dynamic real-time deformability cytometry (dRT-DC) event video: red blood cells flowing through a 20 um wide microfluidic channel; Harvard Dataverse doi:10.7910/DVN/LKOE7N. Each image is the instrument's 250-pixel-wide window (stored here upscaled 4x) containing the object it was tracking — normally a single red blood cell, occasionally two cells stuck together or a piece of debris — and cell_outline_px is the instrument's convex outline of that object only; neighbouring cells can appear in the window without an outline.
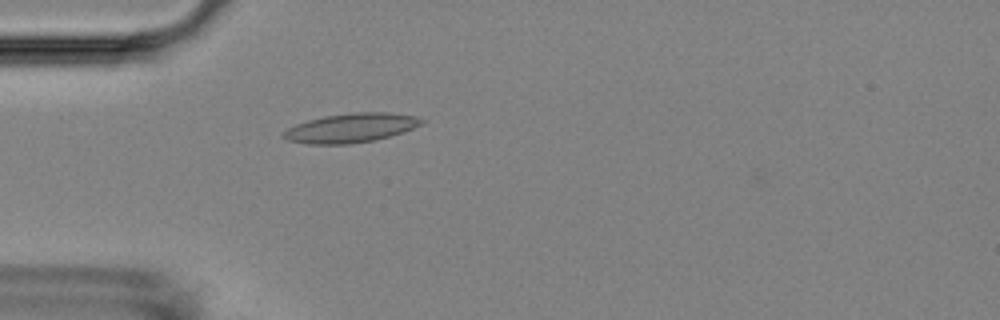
{"species": "Egyptian fruit bat (a non-hibernating species)", "species_latin": "Rousettus aegyptiacus", "temperature_condition": "room temperature", "stored_images_in_passage": 43, "camera_frame_rate_fps": 3000, "um_per_image_px": 0.085, "animal": {"sex": "female"}, "frame": {"image": 1, "passage_image": 4, "time_ms": 1.0, "image_size_px": [1000, 320], "cell_outline_px": [[428, 120], [424, 124], [404, 132], [372, 140], [348, 144], [308, 144], [288, 140], [280, 136], [280, 132], [296, 124], [308, 120], [324, 116], [352, 112], [388, 112], [416, 116]], "centroid_in_image_um": [29.84, 10.86], "position_along_channel_um": 55.2, "area_um2": 23.7}}
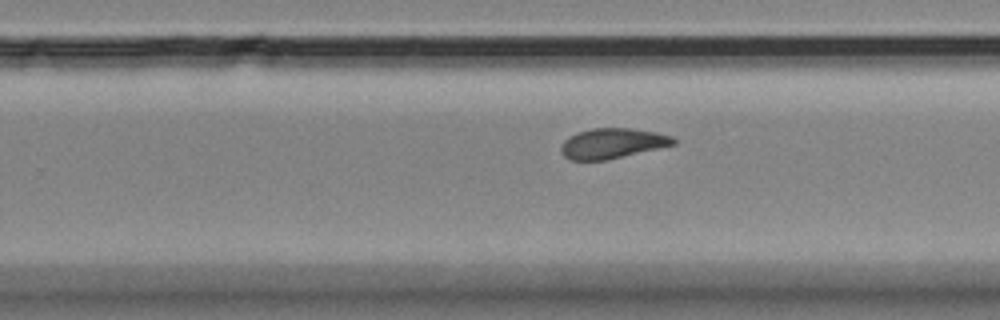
{"frame": {"image": 2, "passage_image": 23, "time_ms": 7.333, "image_size_px": [1000, 320], "cell_outline_px": [[676, 144], [604, 160], [568, 160], [560, 152], [560, 144], [568, 136], [576, 132], [592, 128], [628, 128], [656, 132], [672, 136], [676, 140]], "centroid_in_image_um": [51.99, 12.18], "position_along_channel_um": 277.8, "area_um2": 19.77}}
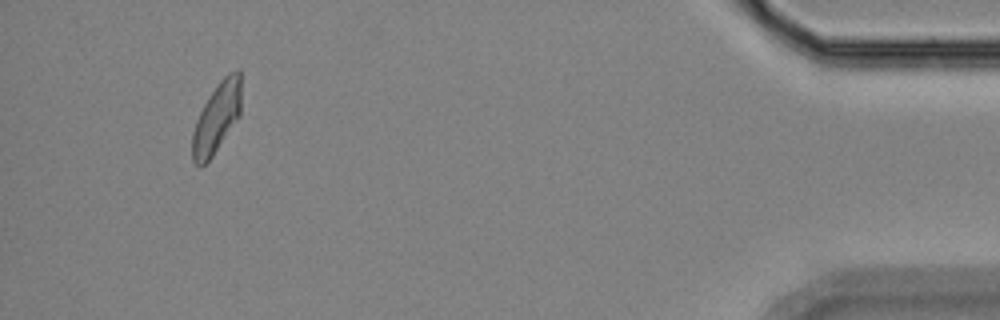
{"frame": {"image": 3, "passage_image": 40, "time_ms": 13.0, "image_size_px": [1000, 320], "cell_outline_px": [[240, 116], [212, 156], [200, 168], [192, 160], [192, 132], [196, 120], [208, 96], [220, 80], [228, 72], [236, 68], [240, 68]], "centroid_in_image_um": [18.41, 9.99], "position_along_channel_um": 416.8, "area_um2": 20.0}, "authors_computed_cell_mechanics": {"area_um2": 20.1144, "velocity_mm_per_s": 3.6097, "shape_relaxation_time_tau1_ms": null, "shape_relaxation_time_tau2_ms": 2.0701, "deformation_change_tau1": null, "deformation_change_tau2": 0.094}}